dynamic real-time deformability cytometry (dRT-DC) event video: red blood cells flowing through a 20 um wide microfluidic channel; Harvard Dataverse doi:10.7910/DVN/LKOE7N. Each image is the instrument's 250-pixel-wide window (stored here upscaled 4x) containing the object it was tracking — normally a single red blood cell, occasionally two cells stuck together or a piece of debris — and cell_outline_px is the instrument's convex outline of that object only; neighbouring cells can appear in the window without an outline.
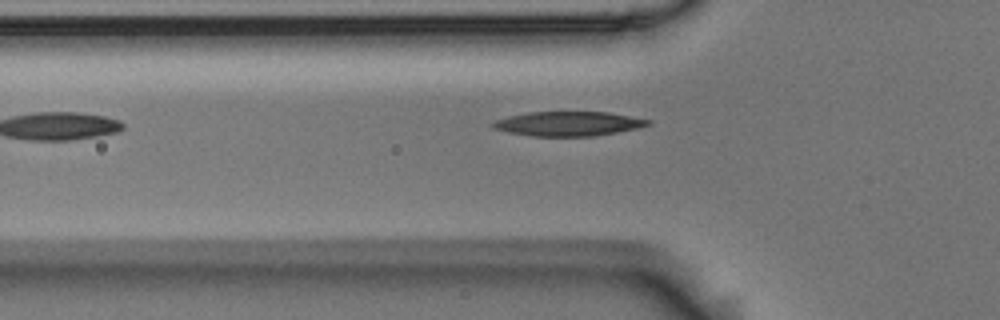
{"species": "Egyptian fruit bat (a non-hibernating species)", "species_latin": "Rousettus aegyptiacus", "temperature_condition": "room temperature", "stored_images_in_passage": 6, "camera_frame_rate_fps": 3000, "um_per_image_px": 0.085, "animal": {"sex": "male"}, "frame": {"image": 1, "passage_image": 5, "time_ms": 1.333, "image_size_px": [1000, 320], "cell_outline_px": [[652, 124], [636, 128], [616, 132], [592, 136], [532, 136], [508, 132], [492, 128], [492, 120], [508, 116], [528, 112], [608, 112], [652, 120]], "centroid_in_image_um": [48.27, 10.51], "position_along_channel_um": 77.5, "area_um2": 22.08}}
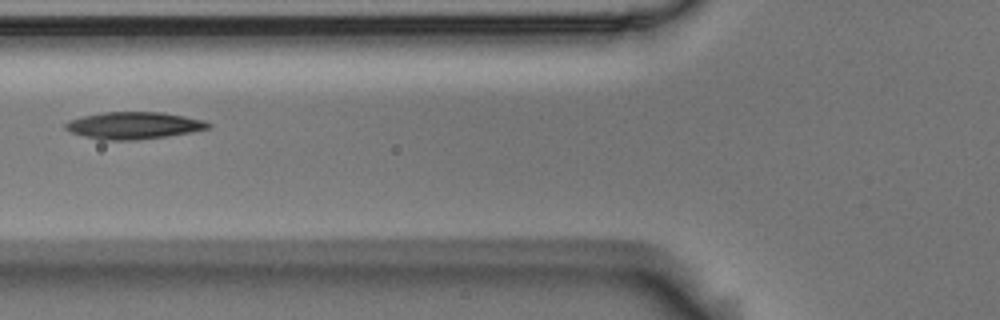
{"frame": {"image": 2, "passage_image": 6, "time_ms": 1.667, "image_size_px": [1000, 320], "cell_outline_px": [[212, 124], [208, 128], [192, 132], [168, 136], [136, 140], [100, 140], [84, 136], [72, 132], [64, 128], [64, 124], [68, 120], [84, 116], [104, 112], [164, 112], [204, 120]], "centroid_in_image_um": [11.37, 10.66], "position_along_channel_um": 114.4, "area_um2": 22.54}}